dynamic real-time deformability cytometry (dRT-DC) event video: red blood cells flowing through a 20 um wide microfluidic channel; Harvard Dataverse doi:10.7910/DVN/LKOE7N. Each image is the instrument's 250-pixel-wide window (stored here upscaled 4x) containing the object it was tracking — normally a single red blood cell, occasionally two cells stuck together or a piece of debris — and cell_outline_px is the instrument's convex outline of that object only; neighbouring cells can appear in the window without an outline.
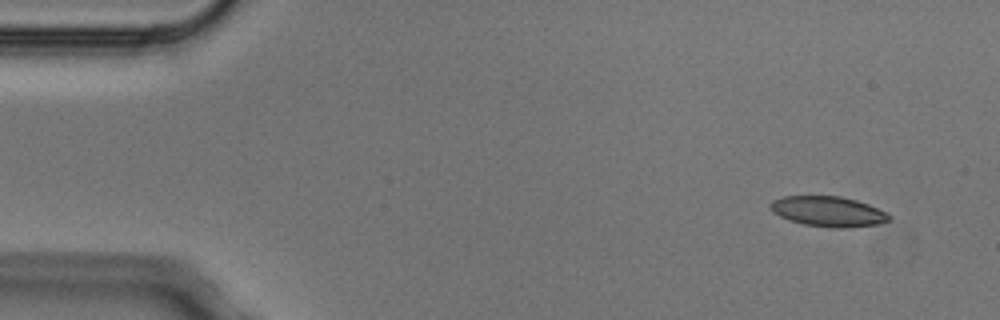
{"species": "Egyptian fruit bat (a non-hibernating species)", "species_latin": "Rousettus aegyptiacus", "temperature_condition": "cold", "stored_images_in_passage": 4, "camera_frame_rate_fps": 3000, "um_per_image_px": 0.085, "animal": {"sex": "male"}, "frame": {"image": 1, "passage_image": 1, "time_ms": 0.0, "image_size_px": [1000, 320], "cell_outline_px": [[892, 220], [876, 224], [844, 228], [832, 228], [804, 224], [788, 220], [772, 212], [768, 204], [772, 200], [784, 196], [840, 196], [856, 200], [868, 204], [892, 216]], "centroid_in_image_um": [70.36, 17.97], "position_along_channel_um": 14.6, "area_um2": 20.92}}
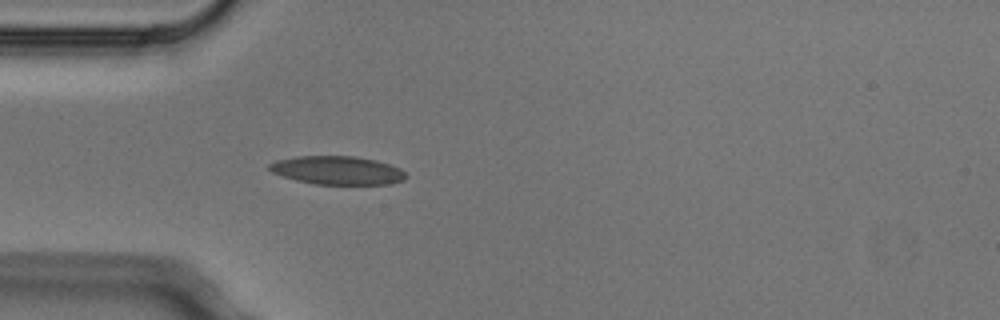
{"frame": {"image": 2, "passage_image": 4, "time_ms": 1.0, "image_size_px": [1000, 320], "cell_outline_px": [[408, 176], [404, 180], [392, 184], [312, 184], [296, 180], [272, 172], [268, 168], [268, 164], [276, 160], [300, 156], [352, 156], [376, 160], [400, 168]], "centroid_in_image_um": [28.69, 14.48], "position_along_channel_um": 56.3, "area_um2": 22.6}}